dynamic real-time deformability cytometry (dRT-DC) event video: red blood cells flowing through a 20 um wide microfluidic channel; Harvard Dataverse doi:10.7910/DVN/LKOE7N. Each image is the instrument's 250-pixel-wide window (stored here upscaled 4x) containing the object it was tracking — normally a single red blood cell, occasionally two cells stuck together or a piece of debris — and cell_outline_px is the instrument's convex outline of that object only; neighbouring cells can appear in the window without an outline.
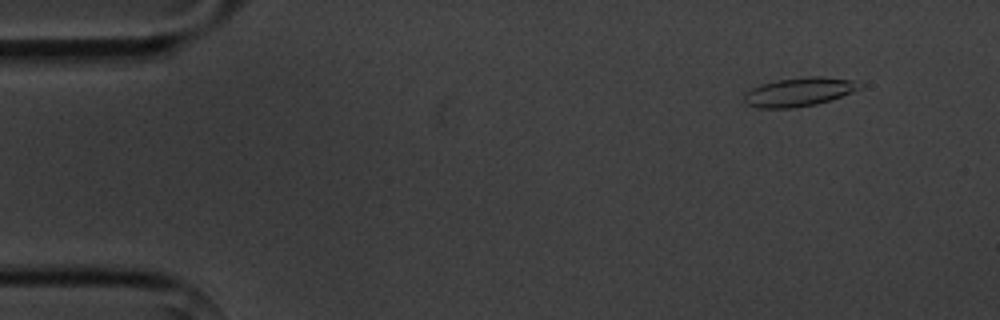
{"species": "common noctule bat (a hibernating species)", "species_latin": "Nyctalus noctula", "temperature_condition": "cold", "stored_images_in_passage": 5, "camera_frame_rate_fps": 3000, "um_per_image_px": 0.085, "animal": {"sex": "male", "body_mass_g": 20.1, "forearm_length_mm": 53.5}, "frame": {"image": 1, "passage_image": 2, "time_ms": 1.0, "image_size_px": [1000, 320], "cell_outline_px": [[864, 88], [816, 104], [792, 108], [756, 108], [744, 104], [744, 92], [760, 84], [780, 80], [808, 76], [820, 76], [852, 80], [864, 84]], "centroid_in_image_um": [67.9, 7.81], "position_along_channel_um": 17.1, "area_um2": 19.42}}